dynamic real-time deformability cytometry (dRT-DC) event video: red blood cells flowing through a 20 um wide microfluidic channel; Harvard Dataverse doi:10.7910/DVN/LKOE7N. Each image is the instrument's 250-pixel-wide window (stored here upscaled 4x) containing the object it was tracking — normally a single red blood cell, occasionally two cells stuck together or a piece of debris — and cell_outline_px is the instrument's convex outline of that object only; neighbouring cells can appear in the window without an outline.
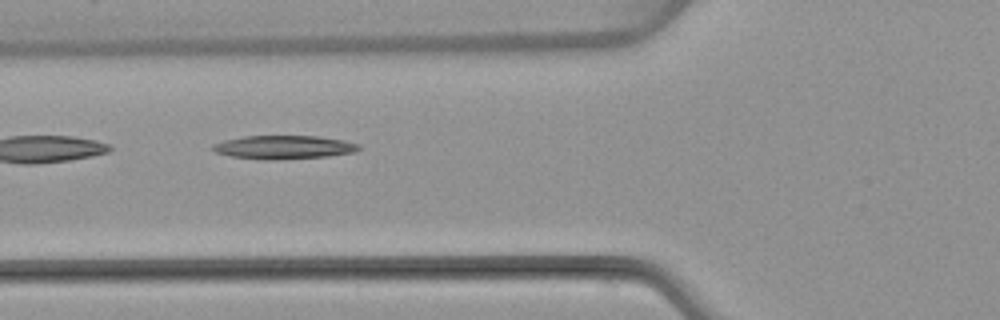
{"species": "common noctule bat (a hibernating species)", "species_latin": "Nyctalus noctula", "temperature_condition": "warm", "stored_images_in_passage": 7, "camera_frame_rate_fps": 3000, "um_per_image_px": 0.085, "animal": {"sex": "female", "body_mass_g": 22.7, "forearm_length_mm": 54.2}, "frame": {"image": 1, "passage_image": 5, "time_ms": 5.667, "image_size_px": [1000, 320], "cell_outline_px": [[360, 148], [356, 152], [328, 156], [272, 160], [264, 160], [232, 156], [216, 152], [212, 148], [212, 144], [224, 140], [244, 136], [320, 136], [344, 140], [360, 144]], "centroid_in_image_um": [24.15, 12.51], "position_along_channel_um": 101.6, "area_um2": 20.06}}
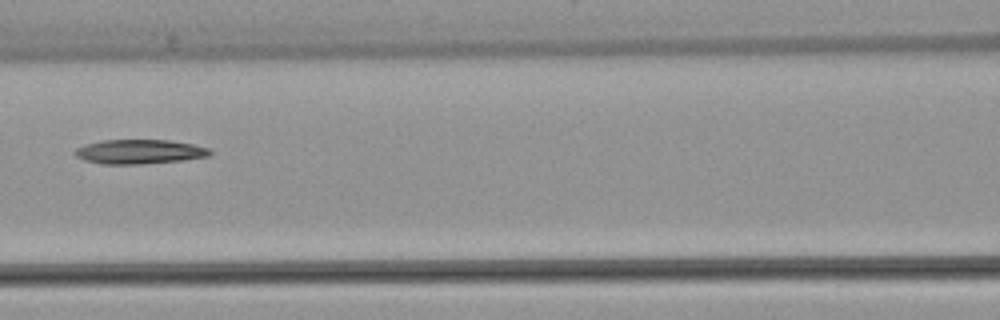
{"frame": {"image": 2, "passage_image": 6, "time_ms": 7.0, "image_size_px": [1000, 320], "cell_outline_px": [[212, 156], [184, 160], [140, 164], [100, 164], [84, 160], [76, 156], [72, 152], [76, 148], [84, 144], [104, 140], [168, 140], [192, 144], [208, 148], [212, 152]], "centroid_in_image_um": [11.84, 12.9], "position_along_channel_um": 154.8, "area_um2": 19.31}}
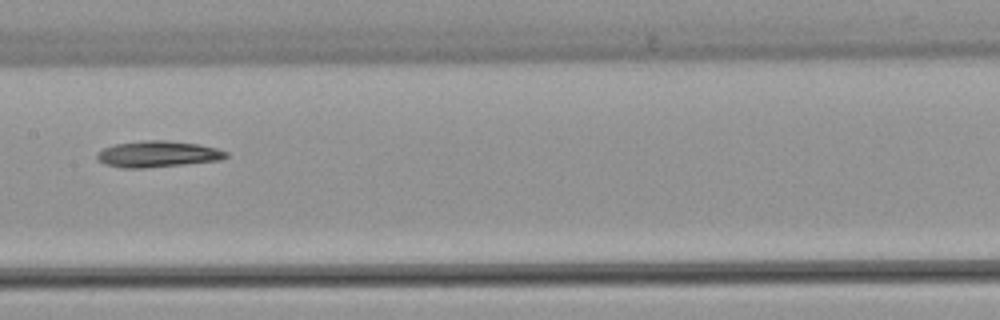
{"frame": {"image": 3, "passage_image": 7, "time_ms": 8.0, "image_size_px": [1000, 320], "cell_outline_px": [[228, 156], [224, 160], [144, 168], [120, 168], [104, 164], [96, 160], [96, 152], [104, 148], [116, 144], [144, 140], [164, 140], [200, 144], [216, 148], [228, 152]], "centroid_in_image_um": [13.4, 13.1], "position_along_channel_um": 194.0, "area_um2": 19.94}}